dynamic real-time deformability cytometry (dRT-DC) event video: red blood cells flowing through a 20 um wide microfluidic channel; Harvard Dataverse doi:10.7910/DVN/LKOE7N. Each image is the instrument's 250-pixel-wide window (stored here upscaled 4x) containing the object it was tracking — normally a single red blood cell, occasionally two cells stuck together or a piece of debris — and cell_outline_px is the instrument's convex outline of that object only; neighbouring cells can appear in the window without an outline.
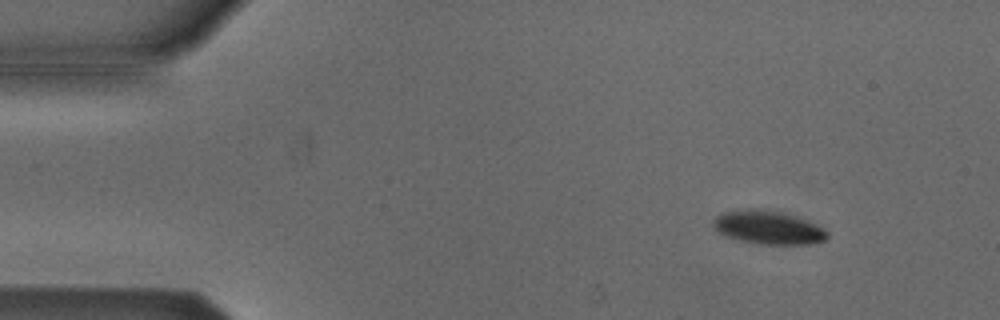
{"species": "Egyptian fruit bat (a non-hibernating species)", "species_latin": "Rousettus aegyptiacus", "temperature_condition": "cold", "stored_images_in_passage": 14, "camera_frame_rate_fps": 3000, "um_per_image_px": 0.085, "animal": {"sex": "male"}, "frame": {"image": 1, "passage_image": 4, "time_ms": 1.0, "image_size_px": [1000, 320], "cell_outline_px": [[828, 236], [824, 240], [812, 244], [760, 244], [740, 240], [724, 236], [716, 232], [712, 224], [712, 220], [716, 216], [724, 212], [748, 208], [756, 208], [796, 216], [808, 220], [824, 228], [828, 232]], "centroid_in_image_um": [65.27, 19.34], "position_along_channel_um": 19.7, "area_um2": 22.31}}